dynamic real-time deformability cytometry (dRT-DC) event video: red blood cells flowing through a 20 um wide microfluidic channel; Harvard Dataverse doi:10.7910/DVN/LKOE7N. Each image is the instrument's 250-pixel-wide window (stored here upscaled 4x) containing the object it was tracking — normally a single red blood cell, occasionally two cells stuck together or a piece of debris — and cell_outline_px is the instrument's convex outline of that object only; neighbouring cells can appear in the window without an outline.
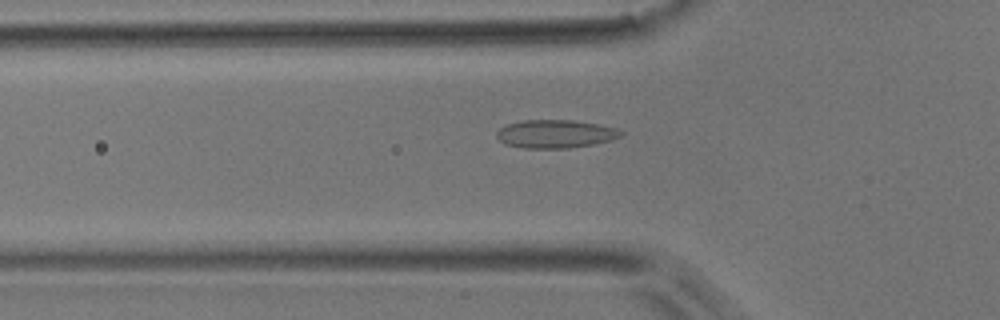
{"species": "common noctule bat (a hibernating species)", "species_latin": "Nyctalus noctula", "temperature_condition": "room temperature", "stored_images_in_passage": 40, "camera_frame_rate_fps": 3000, "um_per_image_px": 0.085, "animal": {"sex": "male", "body_mass_g": 17.9}, "frame": {"image": 1, "passage_image": 6, "time_ms": 1.667, "image_size_px": [1000, 320], "cell_outline_px": [[624, 132], [620, 136], [612, 140], [592, 144], [568, 148], [524, 148], [504, 144], [496, 136], [496, 132], [500, 128], [508, 124], [524, 120], [572, 120], [596, 124], [616, 128]], "centroid_in_image_um": [47.19, 11.38], "position_along_channel_um": 78.6, "area_um2": 20.29}}
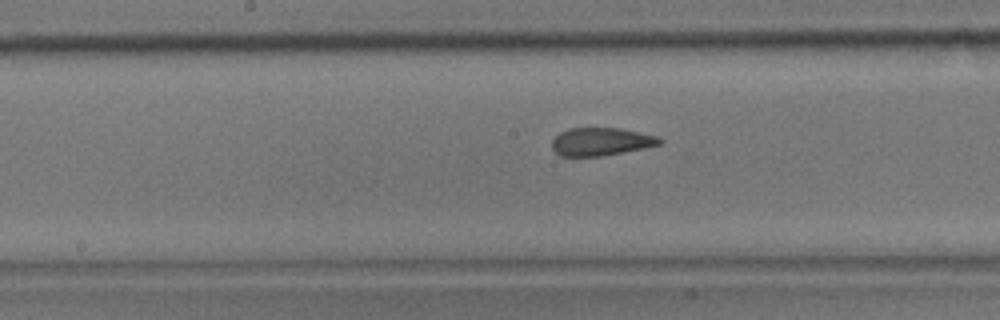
{"frame": {"image": 2, "passage_image": 15, "time_ms": 4.667, "image_size_px": [1000, 320], "cell_outline_px": [[664, 144], [644, 148], [600, 156], [560, 156], [552, 148], [552, 140], [560, 132], [568, 128], [620, 128], [656, 136], [664, 140]], "centroid_in_image_um": [51.1, 12.04], "position_along_channel_um": 197.1, "area_um2": 17.51}}
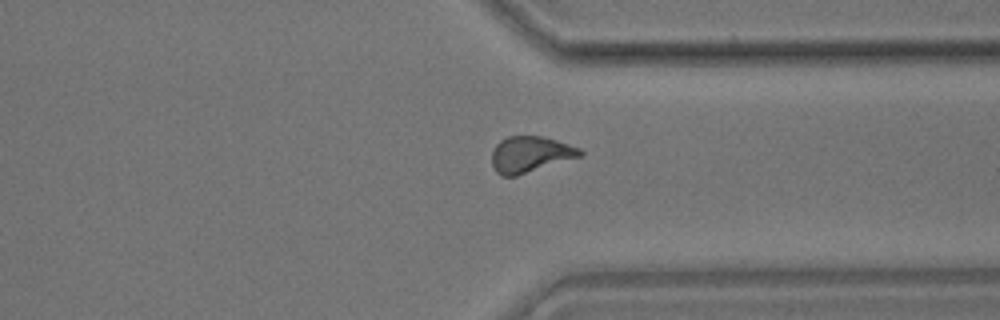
{"frame": {"image": 3, "passage_image": 28, "time_ms": 9.0, "image_size_px": [1000, 320], "cell_outline_px": [[584, 156], [516, 176], [500, 176], [496, 172], [492, 164], [492, 152], [496, 144], [500, 140], [508, 136], [540, 136], [556, 140], [580, 148], [584, 152]], "centroid_in_image_um": [45.09, 13.13], "position_along_channel_um": 366.3, "area_um2": 18.73}, "authors_computed_cell_mechanics": {"area_um2": 18.2359, "velocity_mm_per_s": 3.913, "shape_relaxation_time_tau1_ms": null, "shape_relaxation_time_tau2_ms": 1.4017, "deformation_change_tau1": null, "deformation_change_tau2": 0.066}}